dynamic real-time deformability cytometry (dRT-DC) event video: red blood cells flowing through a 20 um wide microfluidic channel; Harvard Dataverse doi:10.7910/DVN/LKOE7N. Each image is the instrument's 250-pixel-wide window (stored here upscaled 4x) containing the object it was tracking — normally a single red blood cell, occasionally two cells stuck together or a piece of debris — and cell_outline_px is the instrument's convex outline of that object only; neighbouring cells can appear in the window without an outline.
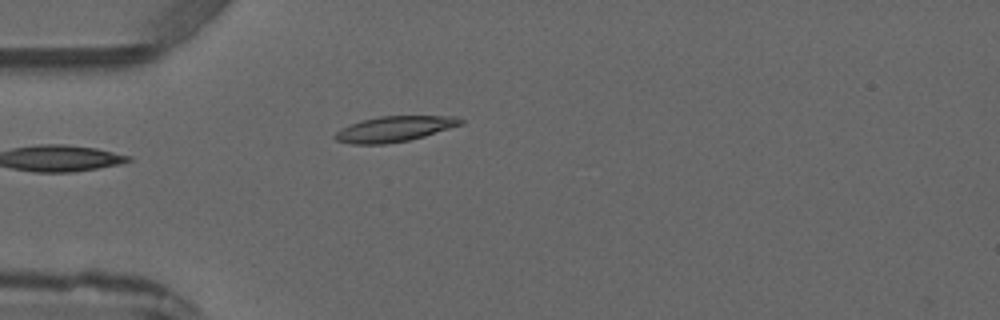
{"species": "common noctule bat (a hibernating species)", "species_latin": "Nyctalus noctula", "temperature_condition": "warm", "stored_images_in_passage": 1, "camera_frame_rate_fps": 3000, "um_per_image_px": 0.085, "animal": {"sex": "male", "forearm_length_mm": 52.5}, "frame": {"image": 1, "passage_image": 1, "time_ms": 0.0, "image_size_px": [1000, 320], "cell_outline_px": [[464, 124], [424, 136], [408, 140], [384, 144], [352, 144], [336, 140], [332, 136], [340, 128], [364, 120], [380, 116], [456, 116], [464, 120]], "centroid_in_image_um": [33.54, 10.96], "position_along_channel_um": 51.5, "area_um2": 18.55}}